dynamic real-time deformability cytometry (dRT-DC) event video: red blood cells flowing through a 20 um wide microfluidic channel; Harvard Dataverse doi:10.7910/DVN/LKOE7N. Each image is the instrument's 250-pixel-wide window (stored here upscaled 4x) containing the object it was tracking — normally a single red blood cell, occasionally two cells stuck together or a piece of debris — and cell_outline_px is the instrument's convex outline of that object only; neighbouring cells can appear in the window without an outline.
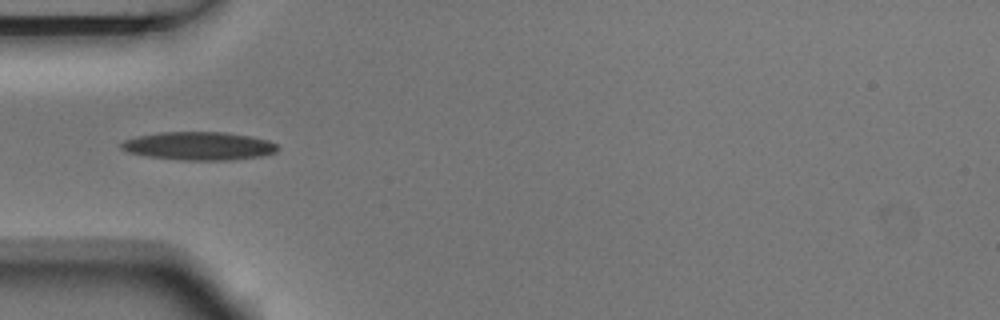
{"species": "Egyptian fruit bat (a non-hibernating species)", "species_latin": "Rousettus aegyptiacus", "temperature_condition": "room temperature", "stored_images_in_passage": 5, "camera_frame_rate_fps": 3000, "um_per_image_px": 0.085, "animal": {"sex": "male"}, "frame": {"image": 1, "passage_image": 4, "time_ms": 1.0, "image_size_px": [1000, 320], "cell_outline_px": [[280, 148], [276, 152], [264, 156], [232, 160], [180, 160], [148, 156], [128, 152], [120, 148], [120, 144], [124, 140], [140, 136], [160, 132], [224, 132], [248, 136], [268, 140], [276, 144]], "centroid_in_image_um": [16.94, 12.41], "position_along_channel_um": 68.1, "area_um2": 25.72}}
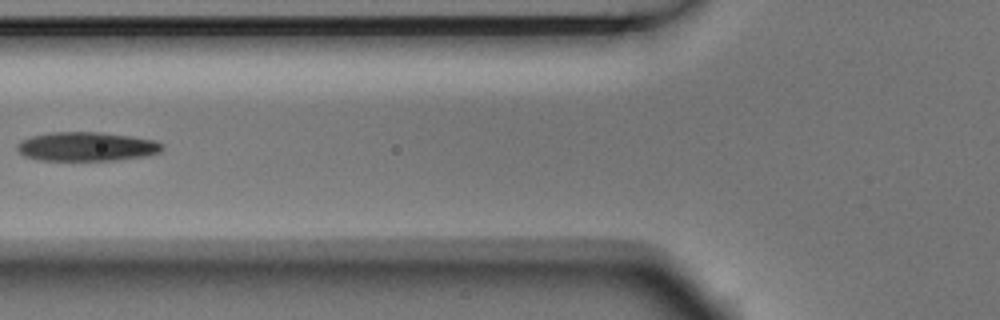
{"frame": {"image": 2, "passage_image": 5, "time_ms": 1.333, "image_size_px": [1000, 320], "cell_outline_px": [[164, 148], [160, 152], [144, 156], [116, 160], [40, 160], [24, 156], [16, 148], [20, 140], [32, 136], [52, 132], [100, 132], [128, 136], [152, 140], [164, 144]], "centroid_in_image_um": [7.35, 12.46], "position_along_channel_um": 118.5, "area_um2": 24.39}}